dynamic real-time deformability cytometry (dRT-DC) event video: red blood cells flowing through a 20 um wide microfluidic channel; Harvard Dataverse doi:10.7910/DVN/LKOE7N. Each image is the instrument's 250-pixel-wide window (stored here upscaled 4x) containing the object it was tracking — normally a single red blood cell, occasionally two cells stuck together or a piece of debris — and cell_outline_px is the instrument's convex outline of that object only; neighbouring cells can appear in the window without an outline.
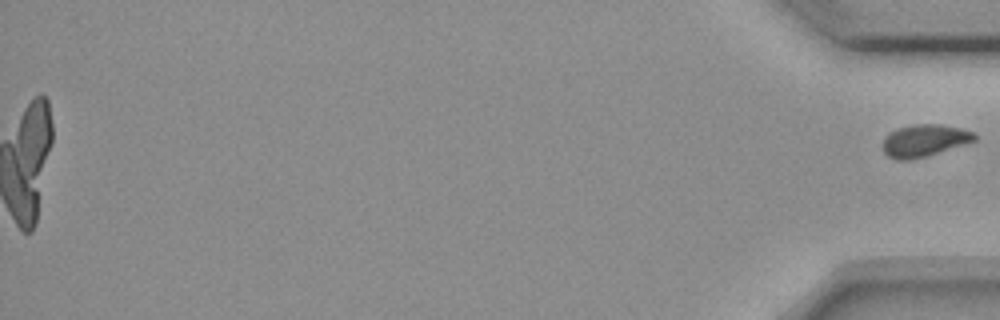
{"species": "common noctule bat (a hibernating species)", "species_latin": "Nyctalus noctula", "temperature_condition": "room temperature", "stored_images_in_passage": 14, "camera_frame_rate_fps": 3000, "um_per_image_px": 0.085, "animal": {"sex": "female", "body_mass_g": 18.4}, "frame": {"image": 1, "passage_image": 14, "time_ms": 4.333, "image_size_px": [1000, 320], "cell_outline_px": [[976, 140], [928, 156], [912, 160], [896, 160], [888, 156], [884, 152], [880, 144], [884, 136], [896, 128], [916, 124], [940, 124], [960, 128], [976, 132]], "centroid_in_image_um": [78.53, 11.95], "position_along_channel_um": 356.7, "area_um2": 17.51}}